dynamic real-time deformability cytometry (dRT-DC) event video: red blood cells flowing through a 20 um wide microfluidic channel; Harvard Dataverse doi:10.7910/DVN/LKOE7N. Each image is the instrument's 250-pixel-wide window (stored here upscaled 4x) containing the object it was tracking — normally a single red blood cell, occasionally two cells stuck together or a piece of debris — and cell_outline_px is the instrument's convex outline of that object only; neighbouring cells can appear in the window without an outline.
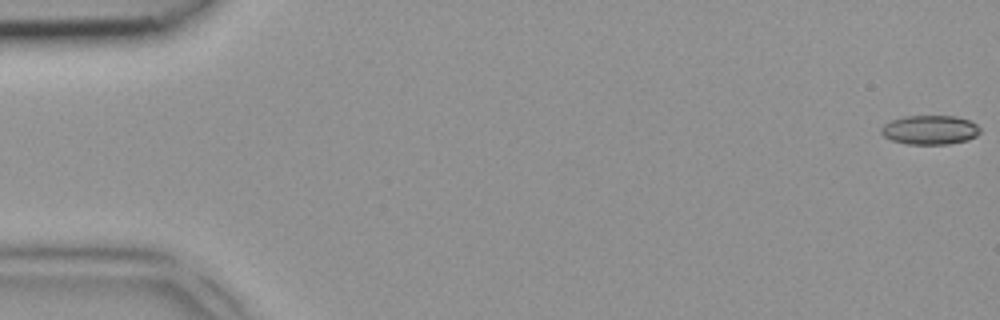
{"species": "common noctule bat (a hibernating species)", "species_latin": "Nyctalus noctula", "temperature_condition": "room temperature", "stored_images_in_passage": 5, "camera_frame_rate_fps": 3000, "um_per_image_px": 0.085, "animal": {"sex": "female", "body_mass_g": 18.4}, "frame": {"image": 1, "passage_image": 1, "time_ms": 0.0, "image_size_px": [1000, 320], "cell_outline_px": [[980, 132], [976, 136], [968, 140], [948, 144], [908, 144], [892, 140], [884, 136], [880, 132], [880, 128], [884, 124], [892, 120], [904, 116], [956, 116], [968, 120], [976, 124], [980, 128]], "centroid_in_image_um": [79.04, 11.04], "position_along_channel_um": 6.0, "area_um2": 16.82}}